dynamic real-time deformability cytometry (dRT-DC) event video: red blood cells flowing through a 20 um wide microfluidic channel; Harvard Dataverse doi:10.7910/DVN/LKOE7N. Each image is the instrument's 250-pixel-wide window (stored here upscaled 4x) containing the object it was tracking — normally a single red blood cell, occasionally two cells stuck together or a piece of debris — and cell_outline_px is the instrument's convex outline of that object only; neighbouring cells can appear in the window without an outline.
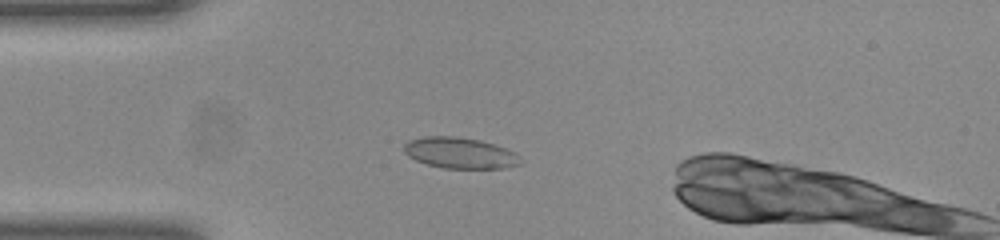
{"species": "common noctule bat (a hibernating species)", "species_latin": "Nyctalus noctula", "temperature_condition": "room temperature", "stored_images_in_passage": 45, "camera_frame_rate_fps": 3000, "um_per_image_px": 0.085, "animal": {"sex": "female", "body_mass_g": 23.0, "forearm_length_mm": 53.4}, "frame": {"image": 1, "passage_image": 13, "time_ms": 4.0, "image_size_px": [1000, 240], "cell_outline_px": [[520, 164], [500, 168], [444, 168], [428, 164], [416, 160], [408, 156], [404, 152], [404, 144], [408, 140], [424, 136], [452, 136], [480, 140], [504, 148], [512, 152]], "centroid_in_image_um": [38.99, 12.99], "position_along_channel_um": 46.0, "area_um2": 20.52}}
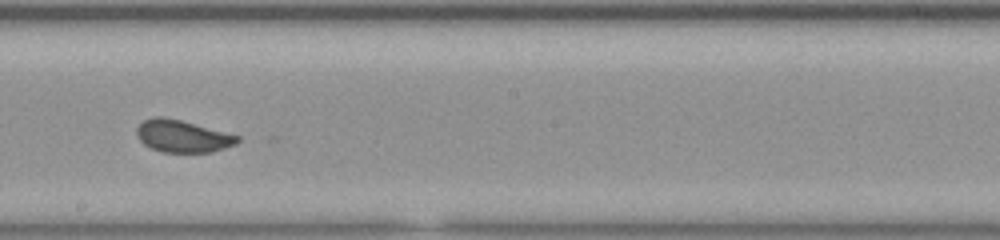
{"frame": {"image": 2, "passage_image": 28, "time_ms": 9.0, "image_size_px": [1000, 240], "cell_outline_px": [[240, 140], [236, 144], [212, 152], [164, 152], [152, 148], [144, 144], [136, 136], [136, 128], [144, 120], [156, 116], [164, 116], [180, 120], [240, 136]], "centroid_in_image_um": [15.5, 11.57], "position_along_channel_um": 232.7, "area_um2": 18.79}}
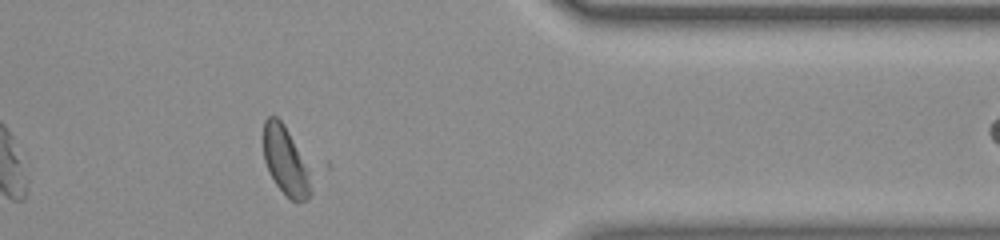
{"frame": {"image": 3, "passage_image": 41, "time_ms": 13.333, "image_size_px": [1000, 240], "cell_outline_px": [[312, 192], [308, 200], [292, 200], [276, 184], [264, 160], [264, 120], [268, 116], [276, 116], [284, 124], [288, 132], [304, 168]], "centroid_in_image_um": [24.19, 13.66], "position_along_channel_um": 387.2, "area_um2": 17.4}, "authors_computed_cell_mechanics": {"area_um2": 19.5364, "velocity_mm_per_s": 4.0313, "shape_relaxation_time_tau1_ms": 3.9955, "shape_relaxation_time_tau2_ms": null, "deformation_change_tau1": 0.1176, "deformation_change_tau2": null}}